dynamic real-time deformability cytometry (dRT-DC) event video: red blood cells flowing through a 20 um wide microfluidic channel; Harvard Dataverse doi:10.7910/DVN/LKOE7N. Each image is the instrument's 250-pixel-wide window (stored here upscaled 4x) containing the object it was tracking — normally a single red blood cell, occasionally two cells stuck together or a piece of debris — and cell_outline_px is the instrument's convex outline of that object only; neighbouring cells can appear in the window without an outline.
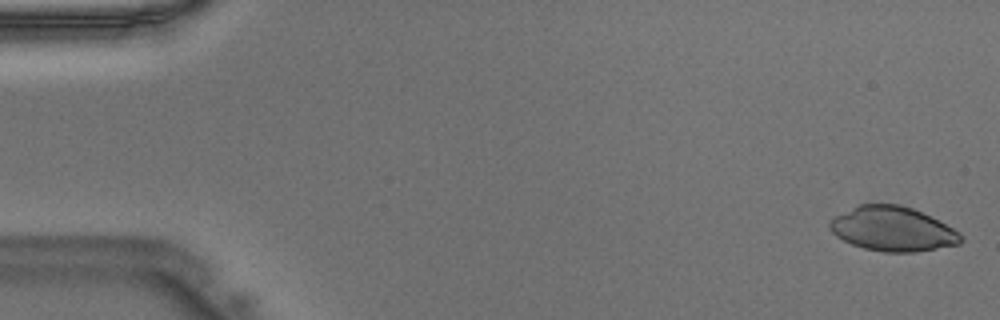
{"species": "Egyptian fruit bat (a non-hibernating species)", "species_latin": "Rousettus aegyptiacus", "temperature_condition": "warm", "stored_images_in_passage": 46, "camera_frame_rate_fps": 3000, "um_per_image_px": 0.085, "animal": {"sex": "male"}, "frame": {"image": 1, "passage_image": 1, "time_ms": 0.0, "image_size_px": [1000, 320], "cell_outline_px": [[964, 240], [960, 244], [916, 252], [884, 252], [864, 248], [852, 244], [836, 236], [828, 228], [828, 224], [836, 216], [860, 204], [900, 204], [912, 208], [932, 216], [960, 232], [964, 236]], "centroid_in_image_um": [75.92, 19.46], "position_along_channel_um": 9.1, "area_um2": 34.04}}
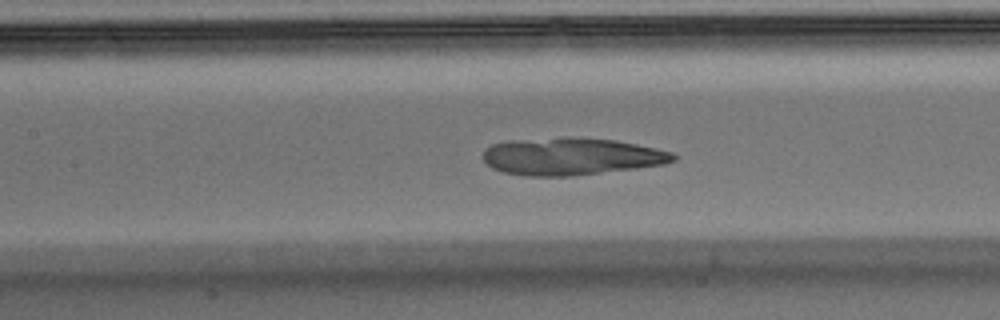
{"frame": {"image": 2, "passage_image": 21, "time_ms": 6.667, "image_size_px": [1000, 320], "cell_outline_px": [[676, 160], [664, 164], [636, 168], [572, 176], [524, 176], [504, 172], [492, 168], [484, 160], [484, 148], [492, 144], [508, 140], [564, 136], [568, 136], [616, 140], [656, 148], [672, 152], [676, 156]], "centroid_in_image_um": [48.54, 13.28], "position_along_channel_um": 158.9, "area_um2": 41.67}}
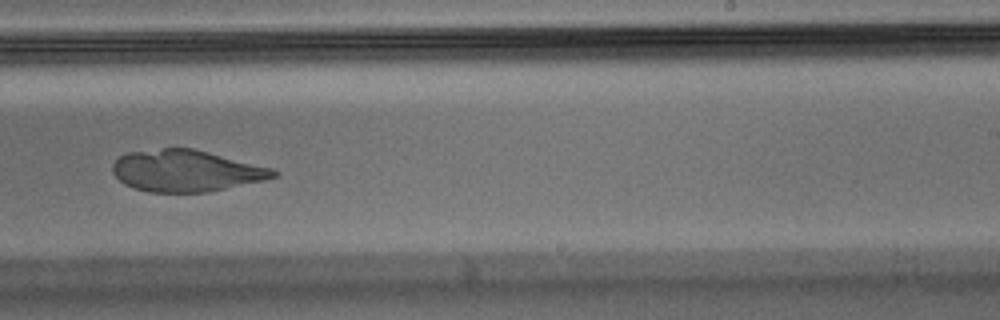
{"frame": {"image": 3, "passage_image": 29, "time_ms": 9.333, "image_size_px": [1000, 320], "cell_outline_px": [[280, 176], [264, 180], [208, 192], [148, 192], [132, 188], [124, 184], [112, 172], [112, 164], [120, 156], [128, 152], [164, 148], [192, 148], [272, 168], [280, 172]], "centroid_in_image_um": [15.81, 14.52], "position_along_channel_um": 273.2, "area_um2": 38.96}}